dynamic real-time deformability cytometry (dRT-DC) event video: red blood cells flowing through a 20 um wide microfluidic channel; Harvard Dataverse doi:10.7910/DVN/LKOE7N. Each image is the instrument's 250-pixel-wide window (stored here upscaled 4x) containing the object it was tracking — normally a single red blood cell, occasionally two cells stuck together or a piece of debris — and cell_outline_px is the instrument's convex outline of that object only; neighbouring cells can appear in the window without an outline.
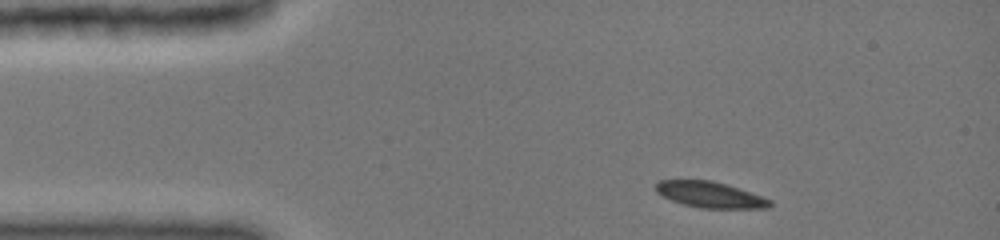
{"species": "common noctule bat (a hibernating species)", "species_latin": "Nyctalus noctula", "temperature_condition": "cold", "stored_images_in_passage": 9, "camera_frame_rate_fps": 3000, "um_per_image_px": 0.085, "animal": {"sex": "female", "body_mass_g": 19.0, "forearm_length_mm": 51.5}, "frame": {"image": 1, "passage_image": 1, "time_ms": 0.0, "image_size_px": [1000, 240], "cell_outline_px": [[772, 204], [768, 208], [700, 208], [684, 204], [672, 200], [656, 192], [656, 184], [660, 180], [712, 180], [772, 200]], "centroid_in_image_um": [60.34, 16.55], "position_along_channel_um": 24.7, "area_um2": 16.88}}
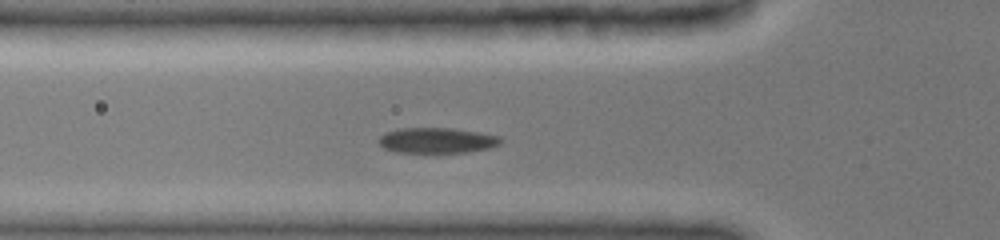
{"frame": {"image": 2, "passage_image": 6, "time_ms": 3.0, "image_size_px": [1000, 240], "cell_outline_px": [[504, 140], [500, 144], [492, 148], [468, 152], [396, 152], [384, 148], [376, 140], [384, 132], [400, 128], [452, 128], [500, 136]], "centroid_in_image_um": [37.14, 11.93], "position_along_channel_um": 88.7, "area_um2": 18.21}}
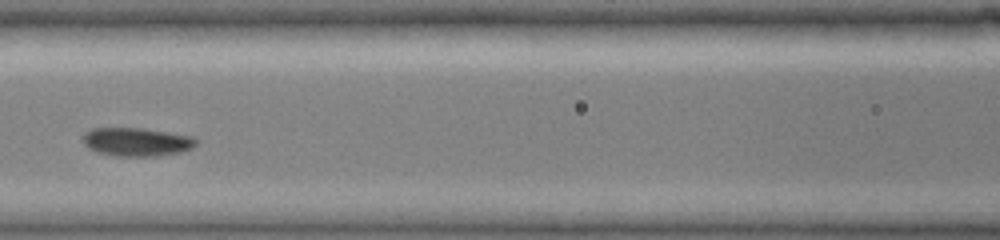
{"frame": {"image": 3, "passage_image": 8, "time_ms": 4.667, "image_size_px": [1000, 240], "cell_outline_px": [[196, 144], [192, 148], [180, 152], [156, 156], [116, 156], [96, 152], [88, 148], [84, 144], [84, 136], [92, 128], [140, 128], [192, 136], [196, 140]], "centroid_in_image_um": [11.61, 12.07], "position_along_channel_um": 155.0, "area_um2": 18.55}}